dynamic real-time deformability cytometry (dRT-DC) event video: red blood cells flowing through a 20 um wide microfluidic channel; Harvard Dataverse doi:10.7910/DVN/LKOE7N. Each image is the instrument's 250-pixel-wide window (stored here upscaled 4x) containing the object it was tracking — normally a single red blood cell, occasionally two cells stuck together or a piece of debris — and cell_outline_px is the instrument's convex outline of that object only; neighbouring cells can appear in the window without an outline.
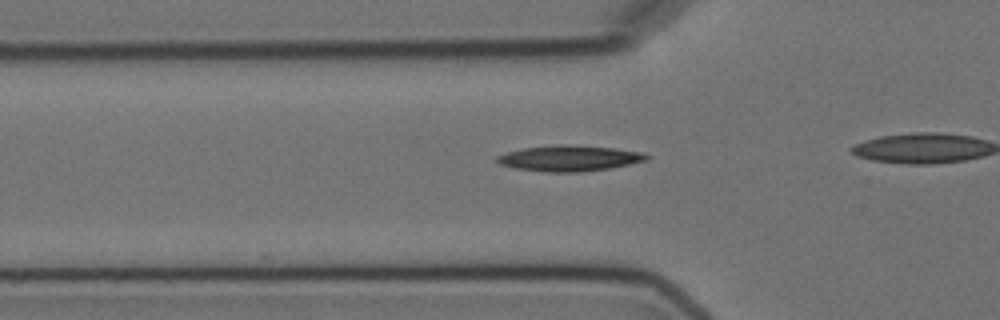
{"species": "Egyptian fruit bat (a non-hibernating species)", "species_latin": "Rousettus aegyptiacus", "temperature_condition": "cold", "stored_images_in_passage": 11, "camera_frame_rate_fps": 3000, "um_per_image_px": 0.085, "animal": {"sex": "female"}, "frame": {"image": 1, "passage_image": 3, "time_ms": 3.333, "image_size_px": [1000, 320], "cell_outline_px": [[652, 156], [648, 160], [608, 168], [580, 172], [544, 172], [516, 168], [500, 164], [496, 160], [496, 156], [508, 152], [524, 148], [612, 148], [640, 152]], "centroid_in_image_um": [48.41, 13.52], "position_along_channel_um": 77.4, "area_um2": 20.87}}
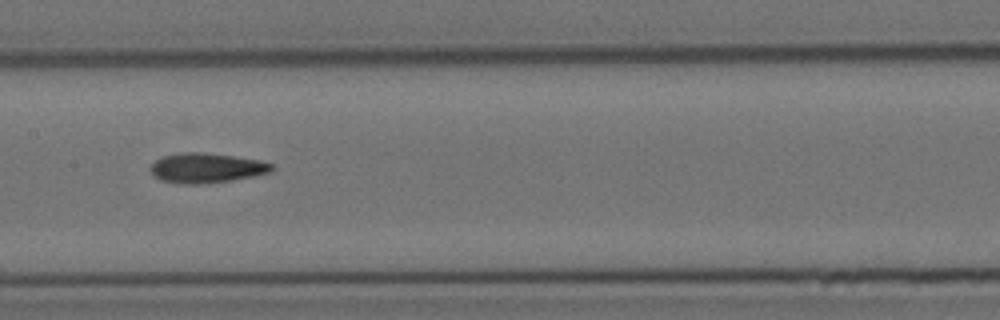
{"frame": {"image": 2, "passage_image": 8, "time_ms": 9.0, "image_size_px": [1000, 320], "cell_outline_px": [[272, 172], [256, 176], [232, 180], [200, 184], [184, 184], [160, 180], [152, 176], [148, 168], [156, 160], [164, 156], [184, 152], [200, 152], [232, 156], [260, 160], [272, 164]], "centroid_in_image_um": [17.52, 14.29], "position_along_channel_um": 189.9, "area_um2": 21.1}}
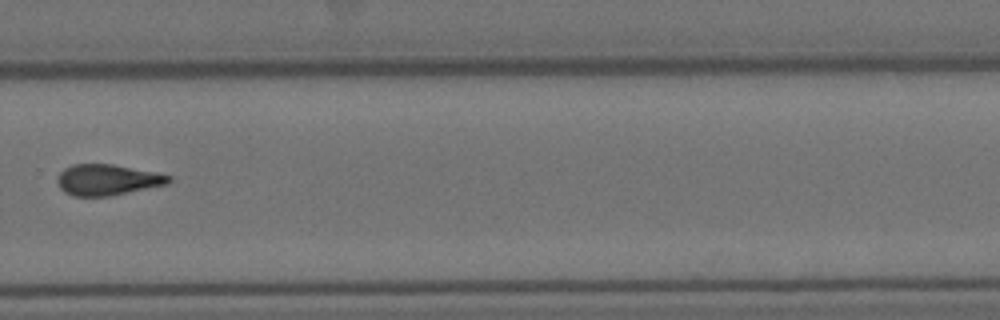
{"frame": {"image": 3, "passage_image": 11, "time_ms": 12.667, "image_size_px": [1000, 320], "cell_outline_px": [[172, 180], [168, 184], [108, 196], [72, 196], [64, 192], [60, 188], [56, 180], [60, 172], [64, 168], [72, 164], [112, 164], [156, 172], [172, 176]], "centroid_in_image_um": [9.11, 15.28], "position_along_channel_um": 320.7, "area_um2": 20.11}}